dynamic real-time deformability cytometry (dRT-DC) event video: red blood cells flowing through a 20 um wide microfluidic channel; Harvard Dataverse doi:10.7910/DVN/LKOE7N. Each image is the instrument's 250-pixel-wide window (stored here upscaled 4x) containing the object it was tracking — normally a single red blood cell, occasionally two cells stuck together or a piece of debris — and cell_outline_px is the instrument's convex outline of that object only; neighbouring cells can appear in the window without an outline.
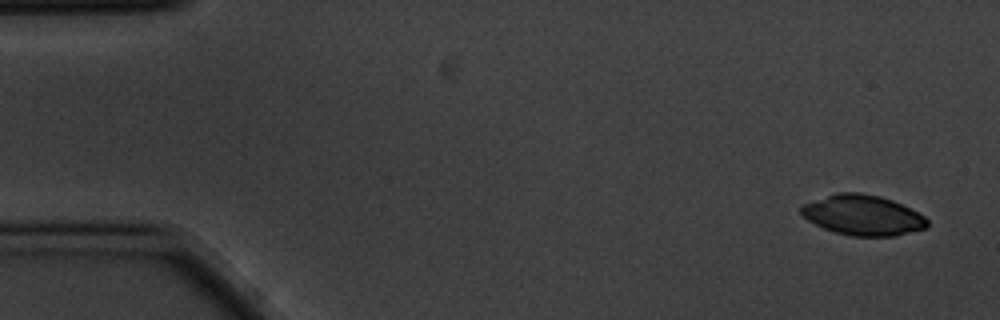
{"species": "common noctule bat (a hibernating species)", "species_latin": "Nyctalus noctula", "temperature_condition": "cold", "stored_images_in_passage": 5, "segment_of_instrument_passage": [2, 2], "camera_frame_rate_fps": 3000, "um_per_image_px": 0.085, "animal": {"sex": "male", "body_mass_g": 20.1, "forearm_length_mm": 53.5}, "frame": {"image": 1, "passage_image": 5, "time_ms": 1.333, "image_size_px": [1000, 320], "cell_outline_px": [[928, 228], [896, 236], [852, 236], [836, 232], [824, 228], [808, 220], [800, 212], [800, 204], [836, 192], [860, 192], [880, 196], [892, 200], [924, 216], [928, 220]], "centroid_in_image_um": [73.32, 18.28], "position_along_channel_um": 11.7, "area_um2": 29.65}}